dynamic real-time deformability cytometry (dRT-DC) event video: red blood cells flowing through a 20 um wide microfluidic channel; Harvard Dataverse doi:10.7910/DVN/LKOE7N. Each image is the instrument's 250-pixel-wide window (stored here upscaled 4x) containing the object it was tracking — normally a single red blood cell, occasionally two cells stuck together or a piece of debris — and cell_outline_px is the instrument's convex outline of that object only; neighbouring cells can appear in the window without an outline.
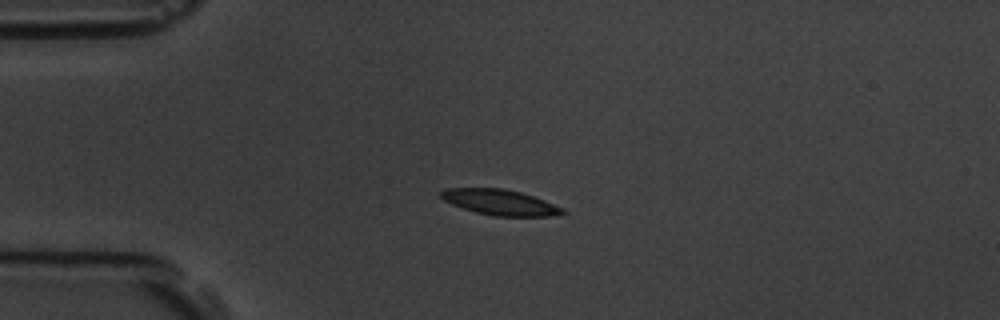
{"species": "common noctule bat (a hibernating species)", "species_latin": "Nyctalus noctula", "temperature_condition": "room temperature", "stored_images_in_passage": 12, "camera_frame_rate_fps": 3000, "um_per_image_px": 0.085, "animal": {"sex": "male", "body_mass_g": 19.5, "forearm_length_mm": 54.6}, "frame": {"image": 1, "passage_image": 1, "time_ms": 0.0, "image_size_px": [1000, 320], "cell_outline_px": [[568, 212], [548, 216], [492, 216], [476, 212], [452, 204], [444, 200], [440, 196], [440, 192], [444, 188], [504, 188], [520, 192], [544, 200], [564, 208]], "centroid_in_image_um": [42.5, 17.19], "position_along_channel_um": 42.5, "area_um2": 18.03}}
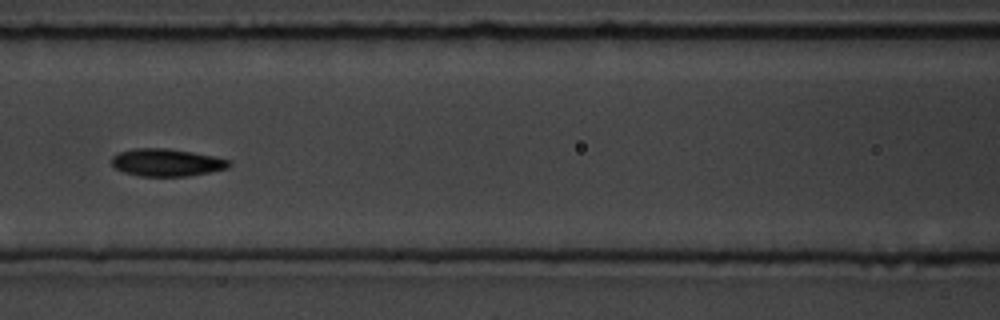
{"frame": {"image": 2, "passage_image": 4, "time_ms": 3.667, "image_size_px": [1000, 320], "cell_outline_px": [[232, 164], [228, 168], [188, 176], [140, 176], [124, 172], [116, 168], [112, 164], [112, 156], [120, 152], [132, 148], [168, 148], [192, 152], [232, 160]], "centroid_in_image_um": [14.18, 13.81], "position_along_channel_um": 152.4, "area_um2": 18.79}}
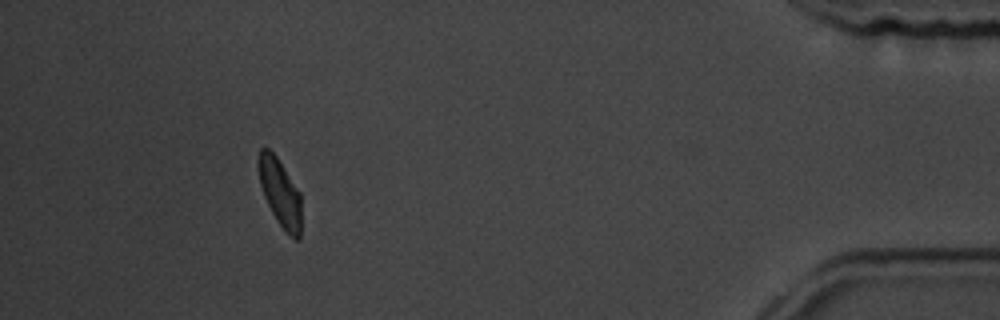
{"frame": {"image": 3, "passage_image": 11, "time_ms": 12.333, "image_size_px": [1000, 320], "cell_outline_px": [[300, 240], [296, 240], [284, 232], [276, 220], [264, 196], [260, 184], [256, 160], [260, 148], [268, 148], [276, 156], [300, 192]], "centroid_in_image_um": [23.78, 16.37], "position_along_channel_um": 411.4, "area_um2": 16.99}, "authors_computed_cell_mechanics": {"area_um2": 18.1781, "velocity_mm_per_s": 3.6803, "shape_relaxation_time_tau1_ms": 2.674, "shape_relaxation_time_tau2_ms": 1.8184, "deformation_change_tau1": 0.1069, "deformation_change_tau2": 0.0641}}